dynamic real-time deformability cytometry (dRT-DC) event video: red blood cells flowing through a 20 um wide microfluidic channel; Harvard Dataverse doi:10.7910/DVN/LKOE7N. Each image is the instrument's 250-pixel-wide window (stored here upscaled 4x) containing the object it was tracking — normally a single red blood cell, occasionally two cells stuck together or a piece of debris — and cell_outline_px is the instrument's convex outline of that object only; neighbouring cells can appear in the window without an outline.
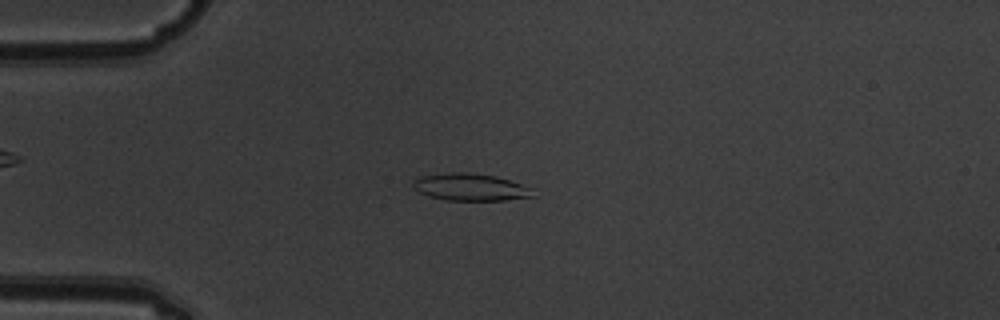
{"species": "common noctule bat (a hibernating species)", "species_latin": "Nyctalus noctula", "temperature_condition": "warm", "stored_images_in_passage": 5, "camera_frame_rate_fps": 3000, "um_per_image_px": 0.085, "animal": {"sex": "male", "body_mass_g": 19.5, "forearm_length_mm": 54.6}, "frame": {"image": 1, "passage_image": 4, "time_ms": 1.0, "image_size_px": [1000, 320], "cell_outline_px": [[536, 196], [504, 200], [444, 200], [428, 196], [420, 192], [412, 184], [412, 180], [416, 176], [448, 172], [468, 172], [496, 176], [532, 188]], "centroid_in_image_um": [39.95, 15.89], "position_along_channel_um": 45.1, "area_um2": 19.13}}